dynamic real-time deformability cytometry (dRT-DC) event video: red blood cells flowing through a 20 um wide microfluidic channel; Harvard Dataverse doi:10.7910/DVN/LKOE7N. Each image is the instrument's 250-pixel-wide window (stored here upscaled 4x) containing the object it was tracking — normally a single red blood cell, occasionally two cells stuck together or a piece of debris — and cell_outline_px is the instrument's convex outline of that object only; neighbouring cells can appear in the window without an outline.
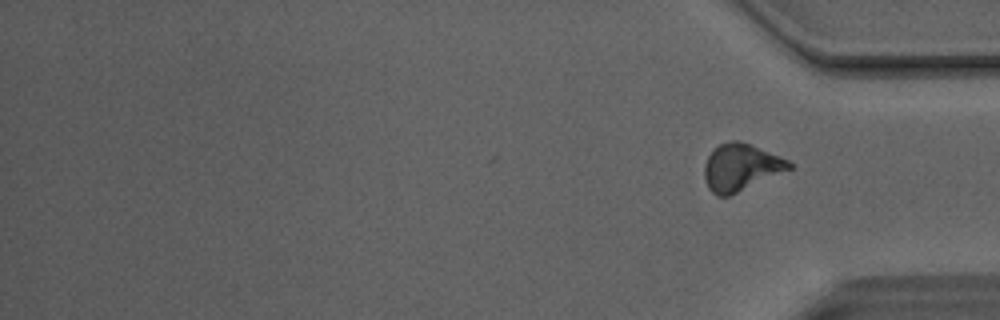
{"species": "Egyptian fruit bat (a non-hibernating species)", "species_latin": "Rousettus aegyptiacus", "temperature_condition": "room temperature", "stored_images_in_passage": 39, "camera_frame_rate_fps": 3000, "um_per_image_px": 0.085, "animal": {"sex": "male"}, "frame": {"image": 1, "passage_image": 39, "time_ms": 12.667, "image_size_px": [1000, 320], "cell_outline_px": [[792, 168], [728, 196], [716, 196], [708, 188], [704, 176], [704, 164], [708, 156], [720, 144], [732, 140], [740, 140], [780, 156], [788, 160], [792, 164]], "centroid_in_image_um": [62.95, 14.21], "position_along_channel_um": 372.2, "area_um2": 22.89}, "authors_computed_cell_mechanics": {"area_um2": 23.2356, "velocity_mm_per_s": 4.1179, "shape_relaxation_time_tau1_ms": 4.6279, "shape_relaxation_time_tau2_ms": 1.5354, "deformation_change_tau1": 0.179, "deformation_change_tau2": 0.073}}